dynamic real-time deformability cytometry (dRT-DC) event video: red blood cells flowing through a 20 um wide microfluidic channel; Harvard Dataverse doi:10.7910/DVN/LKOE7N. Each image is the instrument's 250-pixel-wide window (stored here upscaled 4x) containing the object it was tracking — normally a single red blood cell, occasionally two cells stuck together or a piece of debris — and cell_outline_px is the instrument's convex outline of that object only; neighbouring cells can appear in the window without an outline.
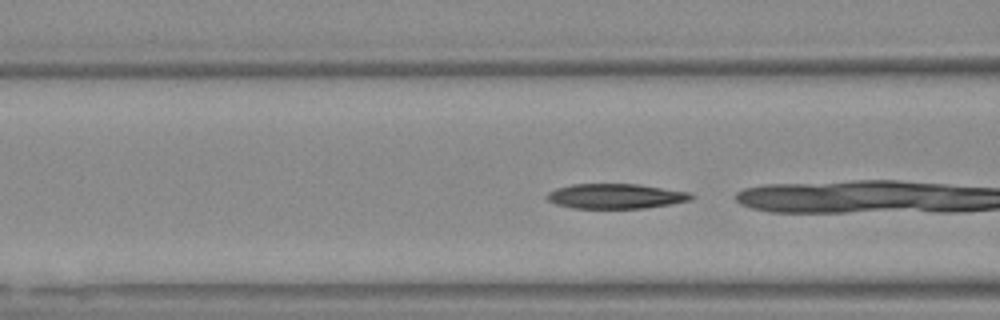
{"species": "Egyptian fruit bat (a non-hibernating species)", "species_latin": "Rousettus aegyptiacus", "temperature_condition": "warm", "stored_images_in_passage": 17, "camera_frame_rate_fps": 3000, "um_per_image_px": 0.085, "animal": {"sex": "female"}, "frame": {"image": 1, "passage_image": 14, "time_ms": 4.333, "image_size_px": [1000, 320], "cell_outline_px": [[696, 196], [692, 200], [672, 204], [644, 208], [572, 208], [556, 204], [548, 200], [544, 196], [548, 192], [556, 188], [572, 184], [640, 184], [688, 192]], "centroid_in_image_um": [52.34, 16.67], "position_along_channel_um": 114.3, "area_um2": 21.1}}